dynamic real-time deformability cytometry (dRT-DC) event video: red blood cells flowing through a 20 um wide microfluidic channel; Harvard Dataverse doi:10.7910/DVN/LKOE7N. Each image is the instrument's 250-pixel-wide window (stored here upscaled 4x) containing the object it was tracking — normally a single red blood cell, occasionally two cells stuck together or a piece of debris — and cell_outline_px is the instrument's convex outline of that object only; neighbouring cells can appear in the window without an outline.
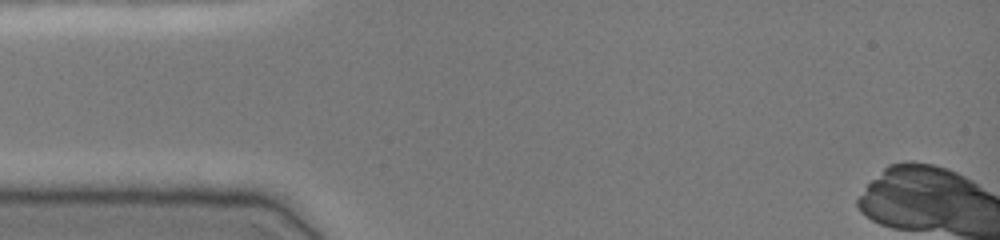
{"species": "common noctule bat (a hibernating species)", "species_latin": "Nyctalus noctula", "temperature_condition": "cold", "stored_images_in_passage": 2, "camera_frame_rate_fps": 3000, "um_per_image_px": 0.085, "animal": {"sex": "female", "body_mass_g": 19.0, "forearm_length_mm": 51.5}, "frame": {"image": 1, "passage_image": 1, "time_ms": 0.0, "image_size_px": [1000, 240], "cell_outline_px": [[244, 152], [96, 152], [60, 148], [64, 144], [84, 136], [168, 140], [236, 144], [244, 148]], "centroid_in_image_um": [12.47, 12.38], "position_along_channel_um": 72.5, "area_um2": 15.14}}